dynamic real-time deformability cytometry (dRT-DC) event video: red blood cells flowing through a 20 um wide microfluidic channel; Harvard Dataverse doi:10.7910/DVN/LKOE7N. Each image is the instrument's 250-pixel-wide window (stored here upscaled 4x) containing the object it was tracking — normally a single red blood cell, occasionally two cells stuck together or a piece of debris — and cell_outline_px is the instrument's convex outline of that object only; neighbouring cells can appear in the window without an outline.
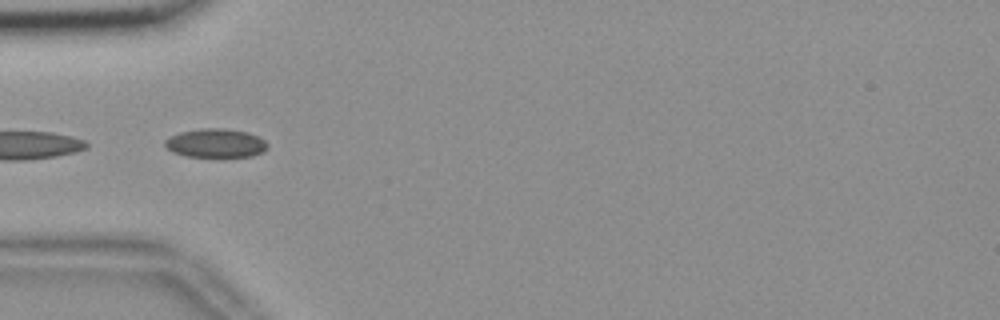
{"species": "common noctule bat (a hibernating species)", "species_latin": "Nyctalus noctula", "temperature_condition": "room temperature", "stored_images_in_passage": 11, "camera_frame_rate_fps": 3000, "um_per_image_px": 0.085, "animal": {"sex": "female", "body_mass_g": 18.4}, "frame": {"image": 1, "passage_image": 8, "time_ms": 2.333, "image_size_px": [1000, 320], "cell_outline_px": [[268, 148], [264, 152], [252, 156], [188, 156], [172, 152], [164, 144], [164, 140], [180, 132], [200, 128], [224, 128], [248, 132], [264, 140], [268, 144]], "centroid_in_image_um": [18.35, 12.16], "position_along_channel_um": 66.6, "area_um2": 17.11}}